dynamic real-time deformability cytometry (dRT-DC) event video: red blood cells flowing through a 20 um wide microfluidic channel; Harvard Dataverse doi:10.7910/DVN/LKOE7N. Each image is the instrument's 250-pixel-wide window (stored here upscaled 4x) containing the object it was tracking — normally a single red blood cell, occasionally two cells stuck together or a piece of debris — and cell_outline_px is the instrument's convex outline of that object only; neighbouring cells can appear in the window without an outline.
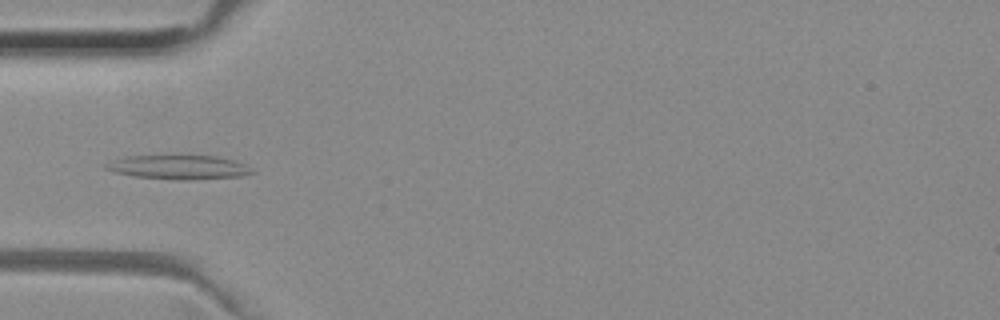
{"species": "common noctule bat (a hibernating species)", "species_latin": "Nyctalus noctula", "temperature_condition": "room temperature", "stored_images_in_passage": 37, "camera_frame_rate_fps": 3000, "um_per_image_px": 0.085, "animal": {"sex": "female", "body_mass_g": 29.2, "forearm_length_mm": 56.3}, "frame": {"image": 1, "passage_image": 2, "time_ms": 0.333, "image_size_px": [1000, 320], "cell_outline_px": [[256, 172], [240, 176], [132, 176], [116, 172], [104, 168], [104, 164], [112, 160], [124, 156], [216, 156], [232, 160], [244, 164], [252, 168]], "centroid_in_image_um": [15.12, 14.14], "position_along_channel_um": 69.9, "area_um2": 18.73}}
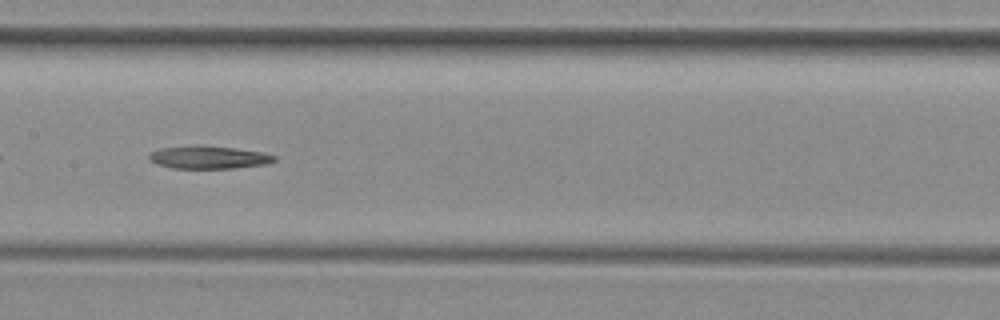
{"frame": {"image": 2, "passage_image": 11, "time_ms": 3.333, "image_size_px": [1000, 320], "cell_outline_px": [[276, 160], [268, 164], [232, 168], [172, 168], [156, 164], [148, 160], [148, 156], [152, 152], [160, 148], [232, 148], [264, 152], [276, 156]], "centroid_in_image_um": [17.79, 13.42], "position_along_channel_um": 189.6, "area_um2": 15.78}}
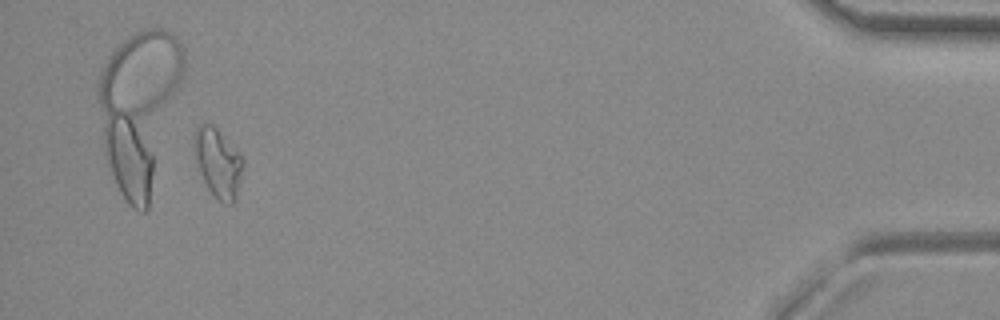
{"frame": {"image": 3, "passage_image": 34, "time_ms": 11.0, "image_size_px": [1000, 320], "cell_outline_px": [[244, 164], [236, 196], [232, 204], [224, 204], [208, 188], [200, 172], [192, 148], [192, 140], [196, 128], [200, 124], [212, 124], [216, 128], [244, 160]], "centroid_in_image_um": [18.5, 13.82], "position_along_channel_um": 416.7, "area_um2": 19.25}}